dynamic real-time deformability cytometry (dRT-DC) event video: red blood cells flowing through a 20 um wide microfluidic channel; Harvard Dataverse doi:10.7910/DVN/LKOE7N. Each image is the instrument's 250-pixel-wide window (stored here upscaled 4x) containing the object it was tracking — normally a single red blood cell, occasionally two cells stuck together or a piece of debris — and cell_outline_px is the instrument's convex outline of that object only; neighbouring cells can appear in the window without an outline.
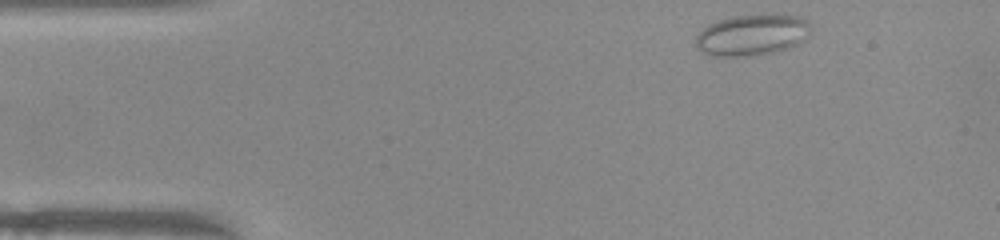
{"species": "common noctule bat (a hibernating species)", "species_latin": "Nyctalus noctula", "temperature_condition": "warm", "stored_images_in_passage": 45, "camera_frame_rate_fps": 3000, "um_per_image_px": 0.085, "animal": {"sex": "female", "body_mass_g": 22.0, "forearm_length_mm": 56.7}, "frame": {"image": 1, "passage_image": 1, "time_ms": 0.0, "image_size_px": [1000, 240], "cell_outline_px": [[808, 36], [804, 40], [788, 48], [772, 52], [752, 56], [712, 56], [696, 48], [696, 36], [708, 24], [716, 20], [732, 16], [800, 16], [808, 20]], "centroid_in_image_um": [63.88, 2.99], "position_along_channel_um": 21.1, "area_um2": 27.11}}
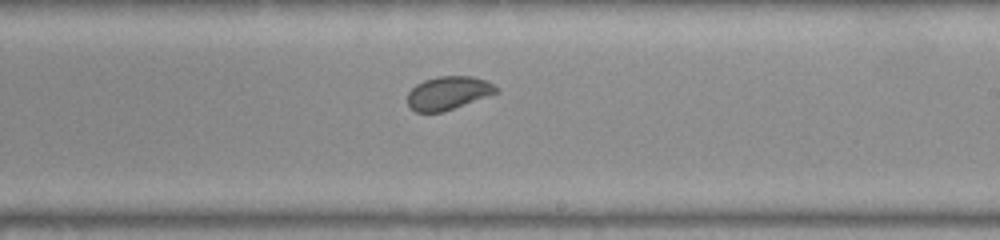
{"frame": {"image": 2, "passage_image": 24, "time_ms": 7.667, "image_size_px": [1000, 240], "cell_outline_px": [[500, 92], [444, 112], [416, 112], [408, 108], [408, 92], [416, 84], [424, 80], [436, 76], [472, 76], [484, 80], [492, 84]], "centroid_in_image_um": [38.07, 7.91], "position_along_channel_um": 250.9, "area_um2": 17.34}}
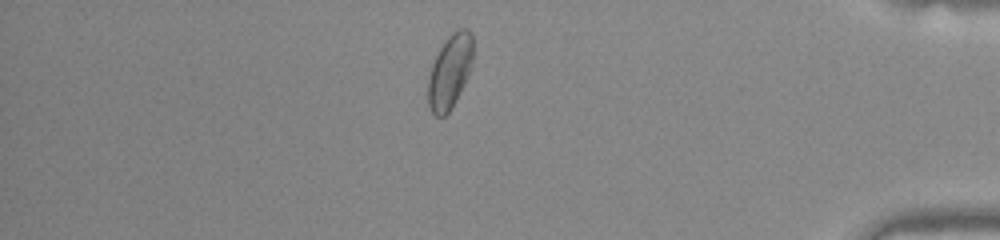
{"frame": {"image": 3, "passage_image": 38, "time_ms": 12.333, "image_size_px": [1000, 240], "cell_outline_px": [[472, 64], [464, 84], [456, 100], [448, 112], [444, 116], [436, 116], [428, 108], [428, 76], [432, 64], [444, 40], [452, 32], [460, 28], [468, 28], [472, 32]], "centroid_in_image_um": [38.23, 6.05], "position_along_channel_um": 397.0, "area_um2": 19.36}, "authors_computed_cell_mechanics": {"area_um2": 18.6694, "velocity_mm_per_s": 3.9642, "shape_relaxation_time_tau1_ms": 6.2189, "shape_relaxation_time_tau2_ms": null, "deformation_change_tau1": 0.0849, "deformation_change_tau2": null}}